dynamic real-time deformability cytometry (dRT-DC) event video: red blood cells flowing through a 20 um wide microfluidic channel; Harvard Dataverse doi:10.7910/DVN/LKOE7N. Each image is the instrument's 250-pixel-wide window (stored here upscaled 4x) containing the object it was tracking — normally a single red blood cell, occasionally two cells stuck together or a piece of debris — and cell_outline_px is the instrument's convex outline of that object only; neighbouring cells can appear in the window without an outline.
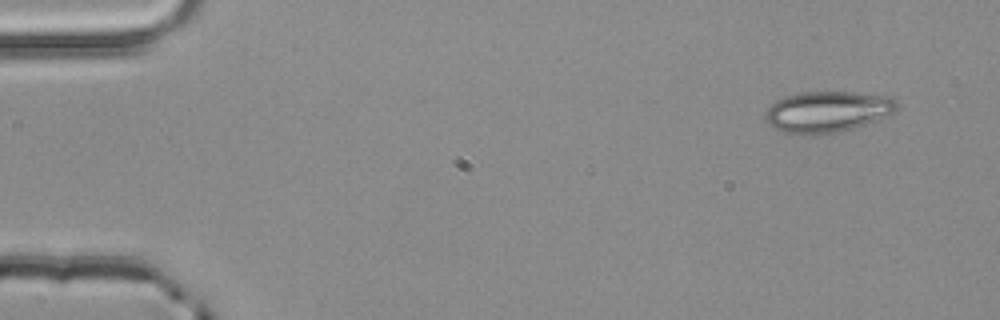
{"species": "common noctule bat (a hibernating species)", "species_latin": "Nyctalus noctula", "temperature_condition": "room temperature", "stored_images_in_passage": 3, "camera_frame_rate_fps": 3000, "um_per_image_px": 0.085, "animal": {"sex": "male", "body_mass_g": 20.4}, "frame": {"image": 1, "passage_image": 1, "time_ms": 0.0, "image_size_px": [1000, 320], "cell_outline_px": [[896, 108], [892, 112], [864, 124], [852, 128], [836, 132], [812, 136], [784, 132], [768, 124], [764, 120], [764, 112], [776, 100], [784, 96], [804, 92], [856, 92], [888, 96], [896, 100]], "centroid_in_image_um": [70.25, 9.49], "position_along_channel_um": 14.8, "area_um2": 31.27}}